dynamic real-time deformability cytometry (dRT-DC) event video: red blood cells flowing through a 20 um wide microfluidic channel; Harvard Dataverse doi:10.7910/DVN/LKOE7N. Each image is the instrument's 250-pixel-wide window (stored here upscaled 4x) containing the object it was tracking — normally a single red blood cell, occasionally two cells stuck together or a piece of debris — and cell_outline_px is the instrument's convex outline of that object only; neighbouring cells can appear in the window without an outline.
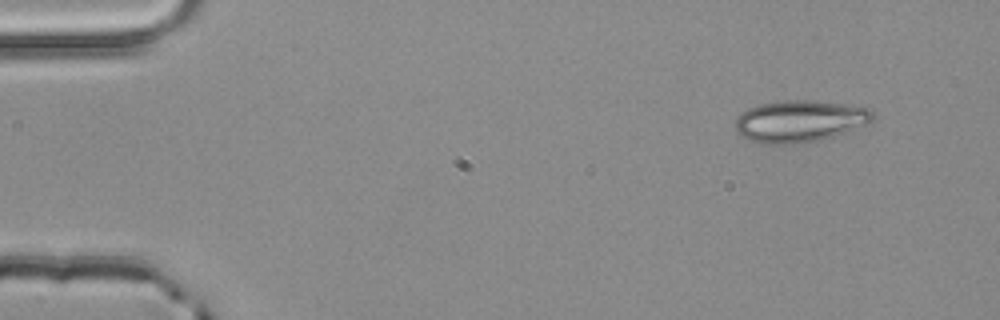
{"species": "common noctule bat (a hibernating species)", "species_latin": "Nyctalus noctula", "temperature_condition": "room temperature", "stored_images_in_passage": 3, "camera_frame_rate_fps": 3000, "um_per_image_px": 0.085, "animal": {"sex": "male", "body_mass_g": 20.4}, "frame": {"image": 1, "passage_image": 1, "time_ms": 0.0, "image_size_px": [1000, 320], "cell_outline_px": [[876, 116], [868, 124], [832, 136], [804, 144], [768, 144], [748, 140], [740, 136], [736, 128], [736, 120], [740, 112], [748, 108], [760, 104], [784, 100], [808, 100], [840, 104], [864, 108], [872, 112]], "centroid_in_image_um": [67.92, 10.31], "position_along_channel_um": 17.1, "area_um2": 33.29}}